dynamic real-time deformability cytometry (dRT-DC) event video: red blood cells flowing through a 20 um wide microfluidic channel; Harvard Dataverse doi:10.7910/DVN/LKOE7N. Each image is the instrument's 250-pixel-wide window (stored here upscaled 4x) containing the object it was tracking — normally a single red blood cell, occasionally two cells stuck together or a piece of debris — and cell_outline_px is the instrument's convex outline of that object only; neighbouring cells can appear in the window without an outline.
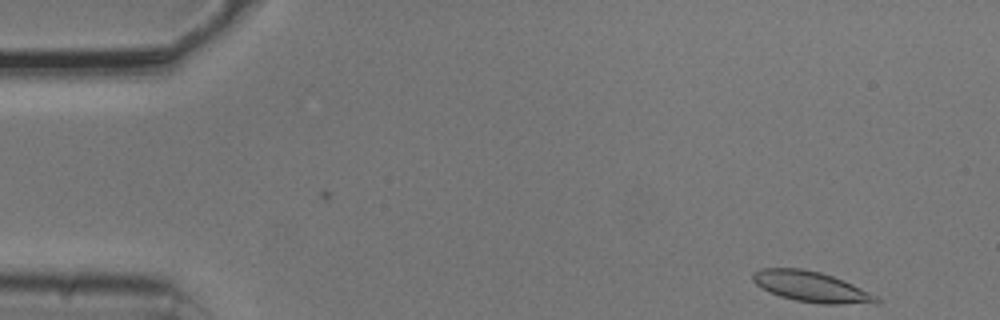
{"species": "common noctule bat (a hibernating species)", "species_latin": "Nyctalus noctula", "temperature_condition": "cold", "stored_images_in_passage": 50, "camera_frame_rate_fps": 3000, "um_per_image_px": 0.085, "animal": {"sex": "male", "body_mass_g": 20.5, "forearm_length_mm": 52.5}, "frame": {"image": 1, "passage_image": 1, "time_ms": 0.0, "image_size_px": [1000, 320], "cell_outline_px": [[880, 300], [876, 304], [820, 304], [796, 300], [780, 296], [768, 292], [760, 288], [752, 280], [752, 272], [760, 268], [800, 268], [820, 272], [844, 280], [876, 296]], "centroid_in_image_um": [68.92, 24.37], "position_along_channel_um": 16.1, "area_um2": 22.08}}
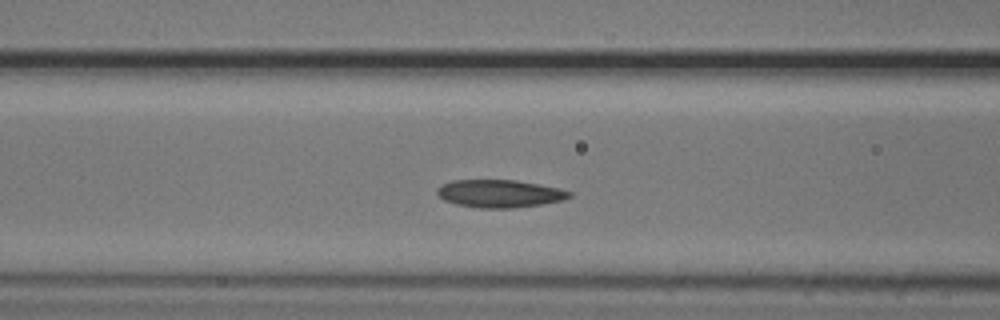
{"frame": {"image": 2, "passage_image": 18, "time_ms": 5.667, "image_size_px": [1000, 320], "cell_outline_px": [[572, 196], [560, 200], [540, 204], [512, 208], [480, 208], [456, 204], [444, 200], [436, 192], [436, 188], [440, 184], [452, 180], [516, 180], [560, 188], [572, 192]], "centroid_in_image_um": [42.43, 16.44], "position_along_channel_um": 124.2, "area_um2": 21.33}}
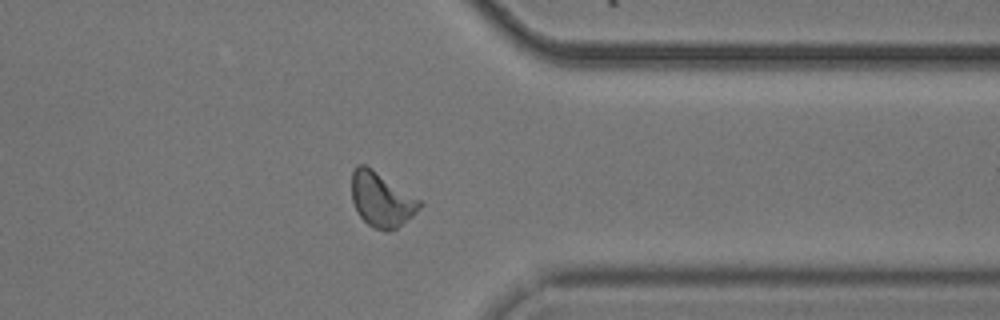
{"frame": {"image": 3, "passage_image": 39, "time_ms": 12.667, "image_size_px": [1000, 320], "cell_outline_px": [[424, 204], [412, 216], [396, 228], [388, 232], [384, 232], [372, 228], [360, 216], [352, 200], [352, 172], [356, 164], [364, 164], [372, 168], [420, 200]], "centroid_in_image_um": [32.41, 16.97], "position_along_channel_um": 379.0, "area_um2": 21.5}, "authors_computed_cell_mechanics": {"area_um2": 21.2993, "velocity_mm_per_s": 3.7336, "shape_relaxation_time_tau1_ms": 7.2838, "shape_relaxation_time_tau2_ms": 4.1079, "deformation_change_tau1": 0.1534, "deformation_change_tau2": 0.0836}}